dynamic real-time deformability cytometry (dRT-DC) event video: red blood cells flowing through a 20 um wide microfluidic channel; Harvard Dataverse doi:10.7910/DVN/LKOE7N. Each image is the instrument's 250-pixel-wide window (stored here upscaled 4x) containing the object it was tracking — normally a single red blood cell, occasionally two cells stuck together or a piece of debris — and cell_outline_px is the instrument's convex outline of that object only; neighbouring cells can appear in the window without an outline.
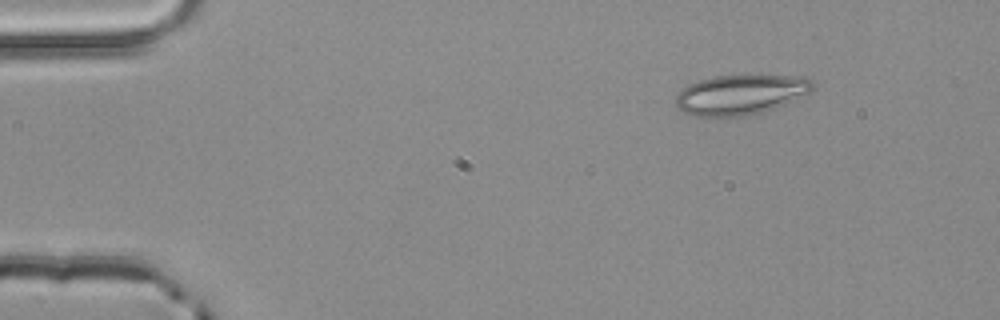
{"species": "common noctule bat (a hibernating species)", "species_latin": "Nyctalus noctula", "temperature_condition": "room temperature", "stored_images_in_passage": 4, "camera_frame_rate_fps": 3000, "um_per_image_px": 0.085, "animal": {"sex": "male", "body_mass_g": 20.4}, "frame": {"image": 1, "passage_image": 2, "time_ms": 0.333, "image_size_px": [1000, 320], "cell_outline_px": [[812, 92], [776, 108], [764, 112], [748, 116], [696, 116], [684, 112], [676, 108], [676, 96], [688, 84], [700, 80], [716, 76], [740, 72], [744, 72], [804, 76], [812, 80]], "centroid_in_image_um": [63.01, 7.99], "position_along_channel_um": 22.0, "area_um2": 33.12}}